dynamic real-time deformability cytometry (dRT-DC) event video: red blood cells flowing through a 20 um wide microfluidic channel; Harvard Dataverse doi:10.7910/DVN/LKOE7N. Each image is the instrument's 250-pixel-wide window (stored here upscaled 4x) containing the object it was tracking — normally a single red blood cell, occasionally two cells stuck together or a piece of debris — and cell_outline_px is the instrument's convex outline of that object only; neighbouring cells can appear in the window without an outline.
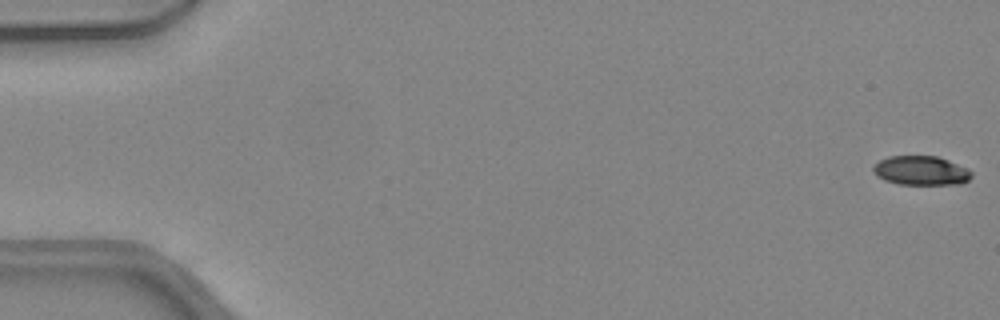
{"species": "common noctule bat (a hibernating species)", "species_latin": "Nyctalus noctula", "temperature_condition": "warm", "stored_images_in_passage": 47, "camera_frame_rate_fps": 3000, "um_per_image_px": 0.085, "animal": {"sex": "female", "body_mass_g": 24.6, "forearm_length_mm": 56.2}, "frame": {"image": 1, "passage_image": 1, "time_ms": 0.0, "image_size_px": [1000, 320], "cell_outline_px": [[972, 176], [968, 180], [960, 184], [900, 184], [884, 180], [876, 176], [872, 172], [872, 164], [888, 156], [936, 156], [948, 160], [968, 168], [972, 172]], "centroid_in_image_um": [78.25, 14.49], "position_along_channel_um": 6.7, "area_um2": 16.88}}
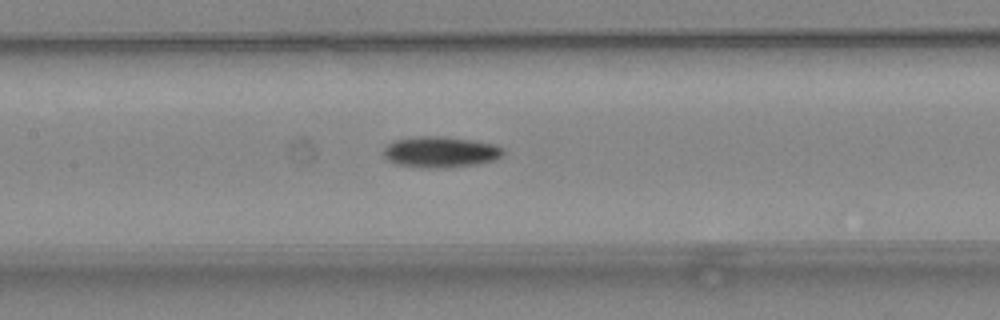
{"frame": {"image": 2, "passage_image": 23, "time_ms": 7.333, "image_size_px": [1000, 320], "cell_outline_px": [[504, 152], [496, 160], [476, 164], [448, 168], [424, 168], [396, 164], [388, 160], [384, 156], [384, 148], [388, 144], [396, 140], [424, 136], [436, 136], [468, 140], [496, 144], [504, 148]], "centroid_in_image_um": [37.46, 12.94], "position_along_channel_um": 169.9, "area_um2": 21.44}}
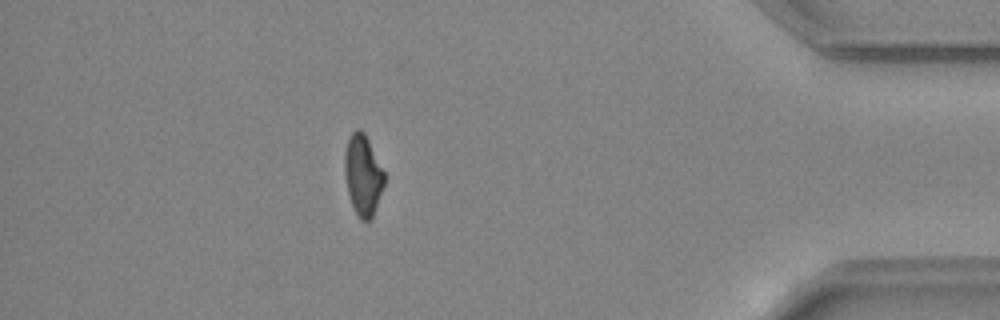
{"frame": {"image": 3, "passage_image": 42, "time_ms": 13.667, "image_size_px": [1000, 320], "cell_outline_px": [[384, 184], [372, 220], [360, 220], [352, 204], [348, 192], [344, 168], [344, 152], [348, 136], [356, 128], [360, 128], [364, 132], [384, 172]], "centroid_in_image_um": [30.83, 14.86], "position_along_channel_um": 404.4, "area_um2": 18.55}, "authors_computed_cell_mechanics": {"area_um2": 19.1318, "velocity_mm_per_s": 4.4325, "shape_relaxation_time_tau1_ms": 6.1516, "shape_relaxation_time_tau2_ms": null, "deformation_change_tau1": 0.1917, "deformation_change_tau2": null}}